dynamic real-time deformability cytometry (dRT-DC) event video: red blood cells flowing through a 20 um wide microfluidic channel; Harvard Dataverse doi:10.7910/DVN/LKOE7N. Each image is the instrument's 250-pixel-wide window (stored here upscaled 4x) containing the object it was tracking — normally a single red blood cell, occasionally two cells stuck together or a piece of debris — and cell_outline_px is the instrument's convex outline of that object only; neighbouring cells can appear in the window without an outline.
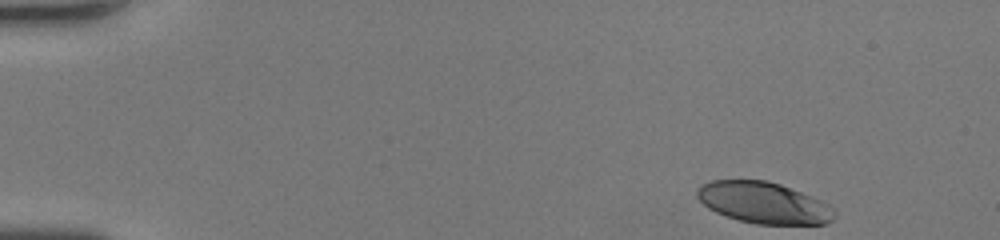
{"species": "human", "species_latin": "Homo sapiens", "temperature_condition": "room temperature", "stored_images_in_passage": 38, "camera_frame_rate_fps": 3000, "um_per_image_px": 0.085, "donor": {"sex": "female"}, "frame": {"image": 1, "passage_image": 1, "time_ms": 0.0, "image_size_px": [1000, 240], "cell_outline_px": [[836, 216], [828, 224], [756, 224], [740, 220], [716, 212], [708, 208], [696, 196], [696, 188], [700, 184], [712, 180], [768, 180], [780, 184], [800, 192], [828, 204], [836, 212]], "centroid_in_image_um": [64.89, 17.23], "position_along_channel_um": 20.1, "area_um2": 33.0}}
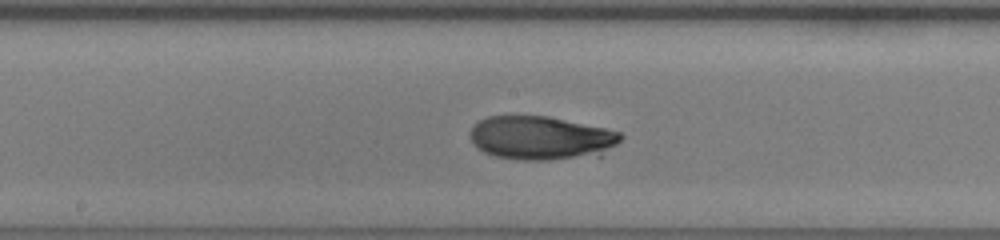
{"frame": {"image": 2, "passage_image": 22, "time_ms": 7.0, "image_size_px": [1000, 240], "cell_outline_px": [[624, 136], [616, 144], [600, 156], [548, 160], [524, 160], [496, 156], [484, 152], [472, 140], [468, 132], [480, 120], [488, 116], [548, 116], [604, 128], [620, 132]], "centroid_in_image_um": [46.02, 11.73], "position_along_channel_um": 202.2, "area_um2": 38.15}}
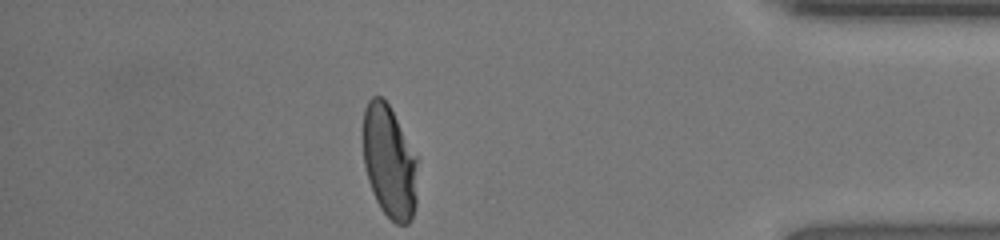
{"frame": {"image": 3, "passage_image": 38, "time_ms": 12.333, "image_size_px": [1000, 240], "cell_outline_px": [[420, 156], [416, 204], [412, 220], [408, 224], [396, 224], [380, 208], [372, 192], [368, 180], [364, 164], [364, 108], [368, 100], [372, 96], [380, 96], [388, 104]], "centroid_in_image_um": [33.16, 13.76], "position_along_channel_um": 402.0, "area_um2": 36.82}, "authors_computed_cell_mechanics": {"area_um2": 37.1365, "velocity_mm_per_s": 4.3925, "shape_relaxation_time_tau1_ms": 5.5769, "shape_relaxation_time_tau2_ms": 1.2269, "deformation_change_tau1": 0.2374, "deformation_change_tau2": 0.052}}